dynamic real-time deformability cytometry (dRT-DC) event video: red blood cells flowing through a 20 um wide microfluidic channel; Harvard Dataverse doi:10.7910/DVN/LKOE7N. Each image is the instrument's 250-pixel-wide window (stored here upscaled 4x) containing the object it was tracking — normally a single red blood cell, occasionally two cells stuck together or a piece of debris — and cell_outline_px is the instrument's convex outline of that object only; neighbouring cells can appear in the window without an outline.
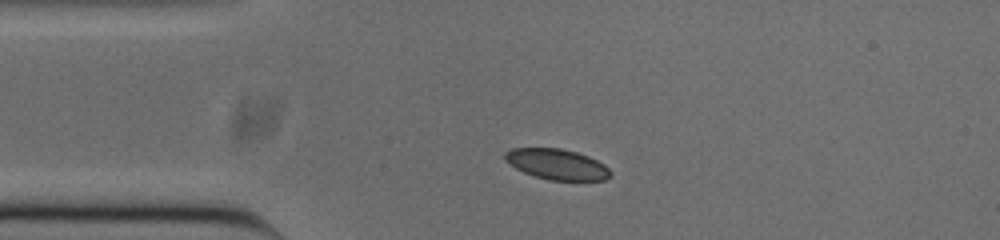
{"species": "common noctule bat (a hibernating species)", "species_latin": "Nyctalus noctula", "temperature_condition": "cold", "stored_images_in_passage": 43, "camera_frame_rate_fps": 3000, "um_per_image_px": 0.085, "animal": {"sex": "male", "body_mass_g": 20.0, "forearm_length_mm": 53.3}, "frame": {"image": 1, "passage_image": 1, "time_ms": 0.0, "image_size_px": [1000, 240], "cell_outline_px": [[612, 176], [604, 180], [548, 180], [524, 172], [516, 168], [504, 160], [504, 152], [512, 148], [560, 148], [576, 152], [588, 156], [604, 164], [612, 172]], "centroid_in_image_um": [47.34, 13.96], "position_along_channel_um": 37.7, "area_um2": 18.79}}
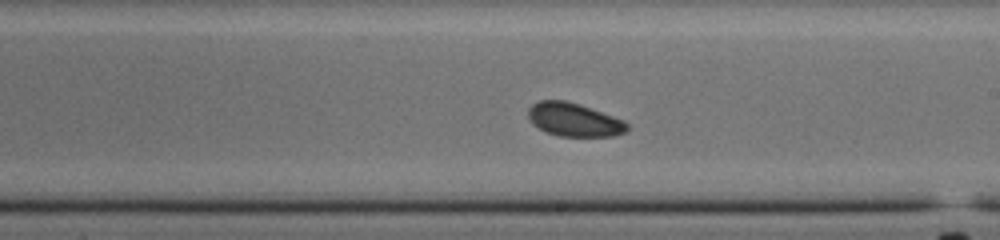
{"frame": {"image": 2, "passage_image": 19, "time_ms": 6.0, "image_size_px": [1000, 240], "cell_outline_px": [[628, 132], [612, 136], [560, 136], [544, 132], [532, 124], [528, 116], [528, 108], [532, 104], [540, 100], [564, 100], [580, 104], [624, 120], [628, 124]], "centroid_in_image_um": [48.78, 10.18], "position_along_channel_um": 240.2, "area_um2": 19.42}}
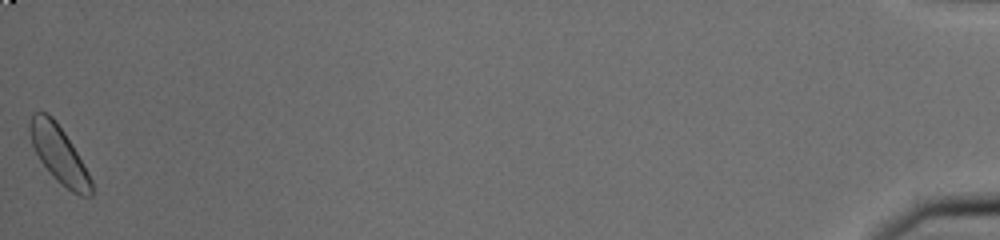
{"frame": {"image": 3, "passage_image": 43, "time_ms": 14.0, "image_size_px": [1000, 240], "cell_outline_px": [[92, 196], [80, 196], [72, 192], [56, 180], [40, 160], [32, 144], [28, 128], [28, 124], [32, 112], [48, 112], [56, 120], [72, 144], [88, 172], [92, 180]], "centroid_in_image_um": [5.0, 13.09], "position_along_channel_um": 430.2, "area_um2": 20.4}, "authors_computed_cell_mechanics": {"area_um2": 19.652, "velocity_mm_per_s": 3.7437, "shape_relaxation_time_tau1_ms": 1.4799, "shape_relaxation_time_tau2_ms": 4.4149, "deformation_change_tau1": 0.0317, "deformation_change_tau2": 0.0812}}